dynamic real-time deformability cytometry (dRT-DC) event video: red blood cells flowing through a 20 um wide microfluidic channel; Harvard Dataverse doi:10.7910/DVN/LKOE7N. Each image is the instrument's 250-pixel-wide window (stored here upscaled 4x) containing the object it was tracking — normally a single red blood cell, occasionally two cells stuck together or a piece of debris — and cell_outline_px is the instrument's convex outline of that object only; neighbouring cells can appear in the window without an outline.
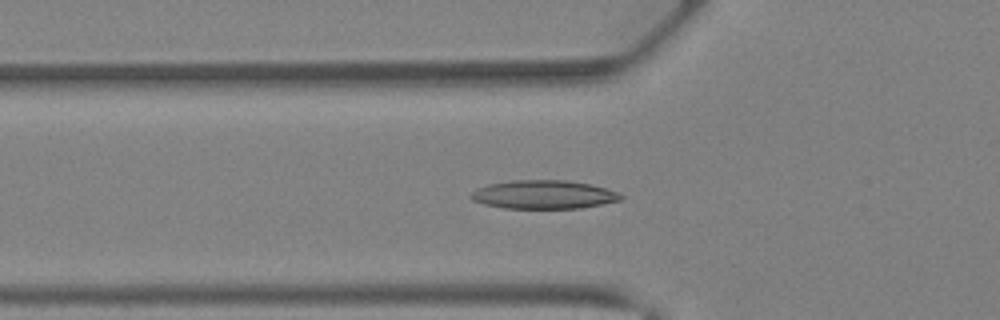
{"species": "Egyptian fruit bat (a non-hibernating species)", "species_latin": "Rousettus aegyptiacus", "temperature_condition": "warm", "stored_images_in_passage": 41, "camera_frame_rate_fps": 3000, "um_per_image_px": 0.085, "animal": {"sex": "female"}, "frame": {"image": 1, "passage_image": 15, "time_ms": 4.667, "image_size_px": [1000, 320], "cell_outline_px": [[624, 196], [620, 200], [580, 208], [504, 208], [484, 204], [472, 200], [468, 196], [476, 188], [488, 184], [512, 180], [568, 180], [592, 184], [620, 192]], "centroid_in_image_um": [46.2, 16.53], "position_along_channel_um": 79.6, "area_um2": 25.09}}
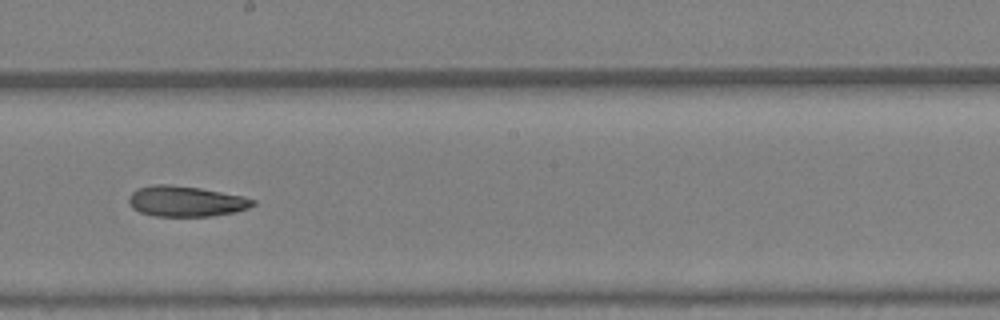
{"frame": {"image": 2, "passage_image": 24, "time_ms": 7.667, "image_size_px": [1000, 320], "cell_outline_px": [[256, 204], [248, 208], [236, 212], [212, 216], [156, 216], [140, 212], [132, 208], [128, 200], [128, 196], [132, 192], [140, 188], [152, 184], [168, 184], [200, 188], [244, 196], [256, 200]], "centroid_in_image_um": [15.82, 17.11], "position_along_channel_um": 232.4, "area_um2": 22.2}}
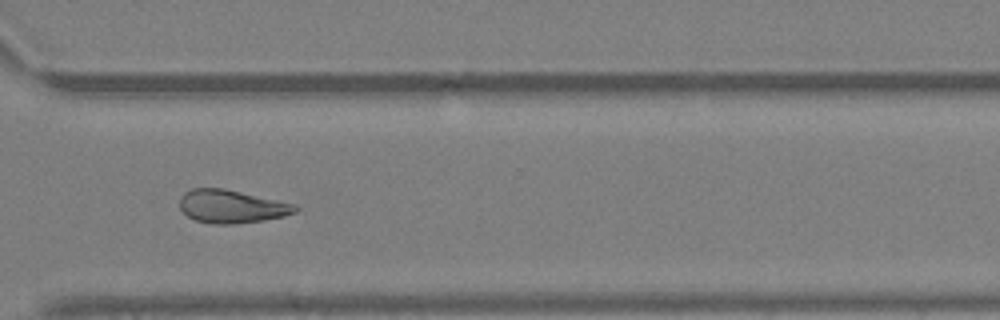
{"frame": {"image": 3, "passage_image": 31, "time_ms": 10.0, "image_size_px": [1000, 320], "cell_outline_px": [[300, 208], [296, 212], [284, 216], [264, 220], [232, 224], [212, 224], [196, 220], [188, 216], [180, 208], [180, 196], [184, 192], [192, 188], [224, 188], [296, 204]], "centroid_in_image_um": [19.69, 17.54], "position_along_channel_um": 350.9, "area_um2": 22.37}}